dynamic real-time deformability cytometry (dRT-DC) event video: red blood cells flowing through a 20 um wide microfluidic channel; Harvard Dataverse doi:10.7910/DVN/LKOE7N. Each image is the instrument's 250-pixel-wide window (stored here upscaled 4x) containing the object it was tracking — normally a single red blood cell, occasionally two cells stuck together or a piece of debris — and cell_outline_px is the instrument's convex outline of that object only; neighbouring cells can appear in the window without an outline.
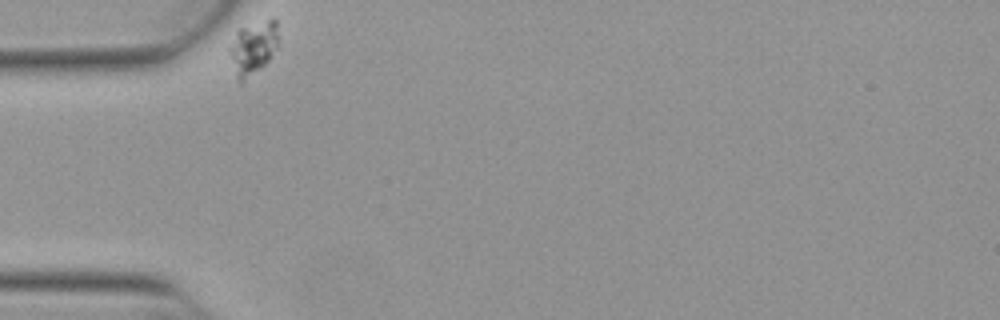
{"species": "Egyptian fruit bat (a non-hibernating species)", "species_latin": "Rousettus aegyptiacus", "temperature_condition": "warm", "stored_images_in_passage": 9, "camera_frame_rate_fps": 3000, "um_per_image_px": 0.085, "animal": {"sex": "female"}, "frame": {"image": 1, "passage_image": 1, "time_ms": 0.0, "image_size_px": [1000, 320], "cell_outline_px": [[280, 48], [260, 68], [240, 84], [236, 76], [228, 52], [228, 48], [236, 32], [240, 28], [268, 20], [276, 20]], "centroid_in_image_um": [21.53, 4.07], "position_along_channel_um": 63.5, "area_um2": 15.2}}
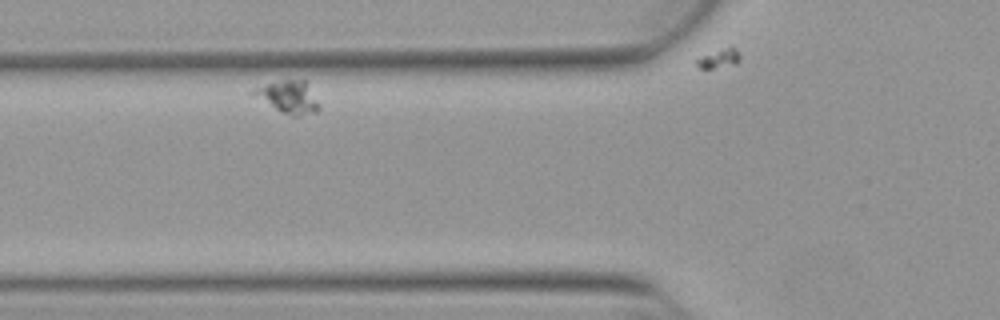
{"frame": {"image": 2, "passage_image": 6, "time_ms": 1.667, "image_size_px": [1000, 320], "cell_outline_px": [[320, 108], [316, 112], [300, 116], [292, 116], [252, 96], [248, 92], [256, 88], [268, 84], [284, 80], [304, 76], [320, 104]], "centroid_in_image_um": [24.57, 8.2], "position_along_channel_um": 101.2, "area_um2": 12.6}}